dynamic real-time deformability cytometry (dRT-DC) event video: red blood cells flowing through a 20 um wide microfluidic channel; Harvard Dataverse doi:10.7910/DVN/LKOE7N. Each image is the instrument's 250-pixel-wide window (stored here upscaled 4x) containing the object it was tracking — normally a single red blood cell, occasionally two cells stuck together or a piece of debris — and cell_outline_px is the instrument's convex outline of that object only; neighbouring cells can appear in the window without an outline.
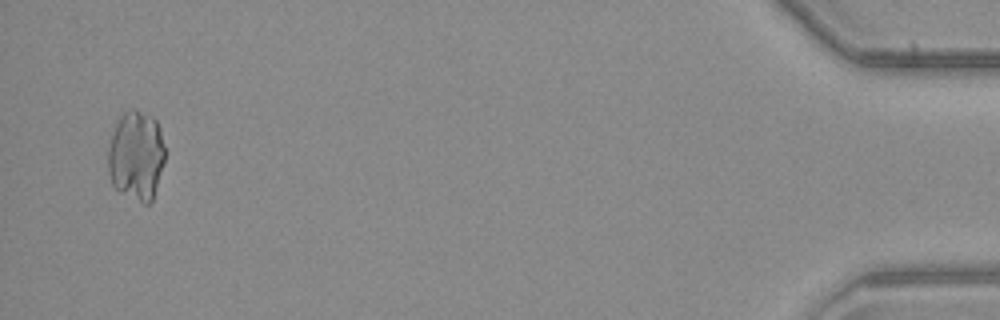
{"species": "common noctule bat (a hibernating species)", "species_latin": "Nyctalus noctula", "temperature_condition": "warm", "stored_images_in_passage": 43, "camera_frame_rate_fps": 3000, "um_per_image_px": 0.085, "animal": {"sex": "male", "body_mass_g": 23.1, "forearm_length_mm": 52.7}, "frame": {"image": 1, "passage_image": 42, "time_ms": 13.667, "image_size_px": [1000, 320], "cell_outline_px": [[164, 160], [152, 200], [148, 204], [144, 204], [120, 192], [112, 184], [108, 172], [108, 148], [116, 124], [120, 116], [128, 108], [132, 108], [152, 116], [156, 120], [160, 132], [164, 148]], "centroid_in_image_um": [11.56, 13.22], "position_along_channel_um": 423.6, "area_um2": 29.48}}